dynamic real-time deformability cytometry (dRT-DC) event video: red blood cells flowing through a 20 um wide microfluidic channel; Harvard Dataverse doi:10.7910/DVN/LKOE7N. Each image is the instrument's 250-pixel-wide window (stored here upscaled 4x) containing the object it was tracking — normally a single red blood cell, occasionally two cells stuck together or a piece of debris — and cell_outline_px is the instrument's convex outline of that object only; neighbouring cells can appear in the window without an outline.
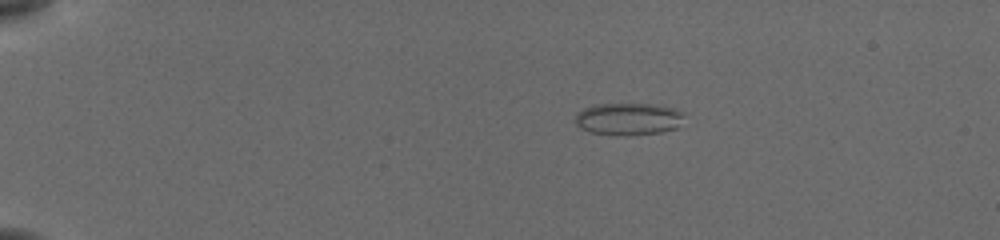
{"species": "common noctule bat (a hibernating species)", "species_latin": "Nyctalus noctula", "temperature_condition": "cold", "stored_images_in_passage": 44, "camera_frame_rate_fps": 3000, "um_per_image_px": 0.085, "animal": {"sex": "female", "body_mass_g": 19.5, "forearm_length_mm": 54.1}, "frame": {"image": 1, "passage_image": 1, "time_ms": 0.0, "image_size_px": [1000, 240], "cell_outline_px": [[684, 112], [676, 128], [660, 132], [624, 136], [592, 132], [580, 128], [576, 124], [576, 112], [584, 108], [596, 104], [652, 104], [676, 108]], "centroid_in_image_um": [53.39, 10.1], "position_along_channel_um": 31.6, "area_um2": 20.35}}
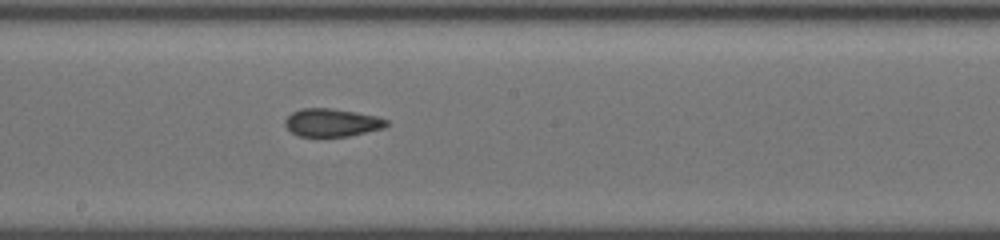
{"frame": {"image": 2, "passage_image": 22, "time_ms": 7.0, "image_size_px": [1000, 240], "cell_outline_px": [[388, 124], [384, 128], [348, 136], [300, 136], [292, 132], [284, 124], [284, 120], [292, 112], [300, 108], [328, 108], [376, 116], [388, 120]], "centroid_in_image_um": [28.19, 10.42], "position_along_channel_um": 220.0, "area_um2": 16.3}}
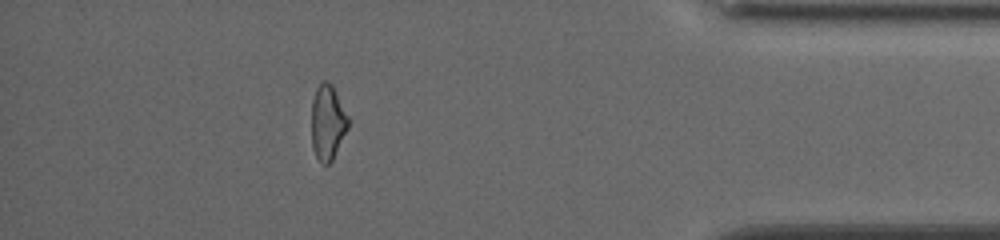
{"frame": {"image": 3, "passage_image": 39, "time_ms": 12.667, "image_size_px": [1000, 240], "cell_outline_px": [[348, 128], [332, 160], [328, 164], [320, 164], [312, 148], [312, 100], [316, 88], [320, 80], [328, 80], [332, 84], [348, 116]], "centroid_in_image_um": [27.83, 10.38], "position_along_channel_um": 407.4, "area_um2": 16.13}, "authors_computed_cell_mechanics": {"area_um2": 16.7909, "velocity_mm_per_s": 3.8956, "shape_relaxation_time_tau1_ms": null, "shape_relaxation_time_tau2_ms": 2.216, "deformation_change_tau1": null, "deformation_change_tau2": 0.0902}}